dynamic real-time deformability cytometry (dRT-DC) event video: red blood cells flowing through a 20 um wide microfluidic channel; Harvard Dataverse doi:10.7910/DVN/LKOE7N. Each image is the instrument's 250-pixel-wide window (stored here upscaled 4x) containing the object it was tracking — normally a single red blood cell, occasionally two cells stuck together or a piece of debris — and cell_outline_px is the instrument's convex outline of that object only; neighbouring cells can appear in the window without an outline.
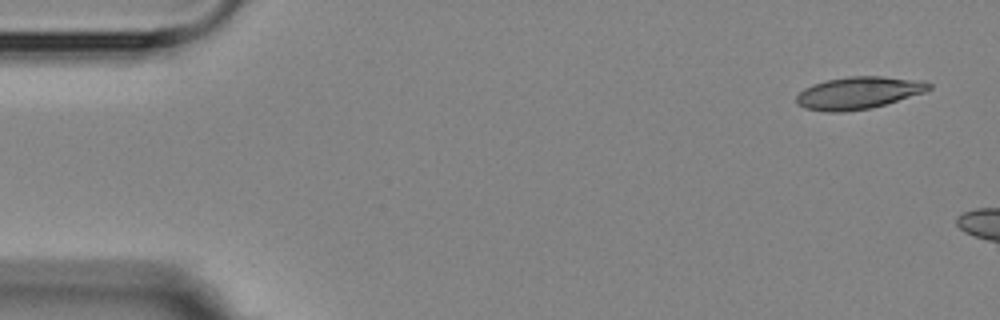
{"species": "Egyptian fruit bat (a non-hibernating species)", "species_latin": "Rousettus aegyptiacus", "temperature_condition": "room temperature", "stored_images_in_passage": 3, "camera_frame_rate_fps": 3000, "um_per_image_px": 0.085, "animal": {"sex": "female"}, "frame": {"image": 1, "passage_image": 1, "time_ms": 0.0, "image_size_px": [1000, 320], "cell_outline_px": [[932, 88], [924, 92], [872, 108], [844, 112], [828, 112], [804, 108], [796, 104], [796, 96], [804, 88], [812, 84], [824, 80], [848, 76], [880, 76], [924, 80], [932, 84]], "centroid_in_image_um": [72.95, 7.89], "position_along_channel_um": 12.0, "area_um2": 25.14}}